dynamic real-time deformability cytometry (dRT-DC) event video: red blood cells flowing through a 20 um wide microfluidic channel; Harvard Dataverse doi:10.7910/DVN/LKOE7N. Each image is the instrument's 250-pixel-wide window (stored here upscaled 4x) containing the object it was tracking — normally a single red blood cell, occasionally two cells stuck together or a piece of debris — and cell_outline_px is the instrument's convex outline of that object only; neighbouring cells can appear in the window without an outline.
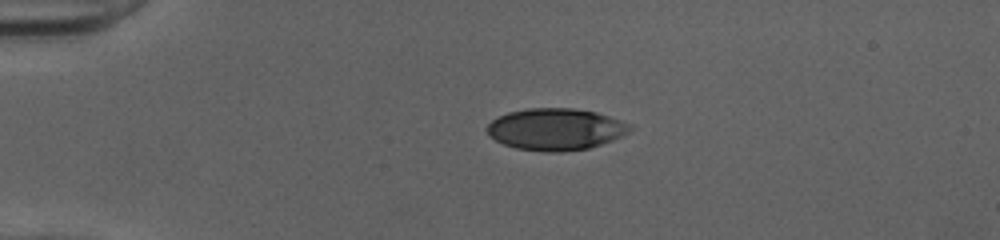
{"species": "human", "species_latin": "Homo sapiens", "temperature_condition": "cold", "stored_images_in_passage": 27, "camera_frame_rate_fps": 3000, "um_per_image_px": 0.085, "donor": {"sex": "female"}, "frame": {"image": 1, "passage_image": 1, "time_ms": 0.0, "image_size_px": [1000, 240], "cell_outline_px": [[632, 128], [628, 132], [612, 140], [588, 148], [560, 152], [544, 152], [516, 148], [504, 144], [496, 140], [484, 128], [492, 120], [508, 112], [528, 108], [572, 108], [596, 112], [632, 124]], "centroid_in_image_um": [47.22, 10.98], "position_along_channel_um": 37.8, "area_um2": 34.62}}
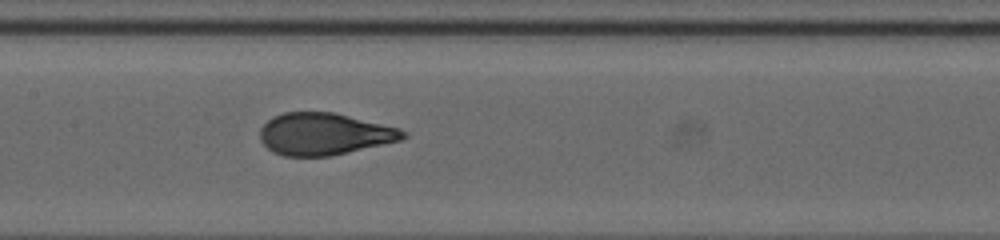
{"frame": {"image": 2, "passage_image": 15, "time_ms": 4.667, "image_size_px": [1000, 240], "cell_outline_px": [[408, 136], [400, 140], [332, 156], [284, 156], [272, 152], [260, 140], [260, 128], [272, 116], [284, 112], [332, 112], [400, 128], [408, 132]], "centroid_in_image_um": [27.55, 11.39], "position_along_channel_um": 179.9, "area_um2": 35.03}}
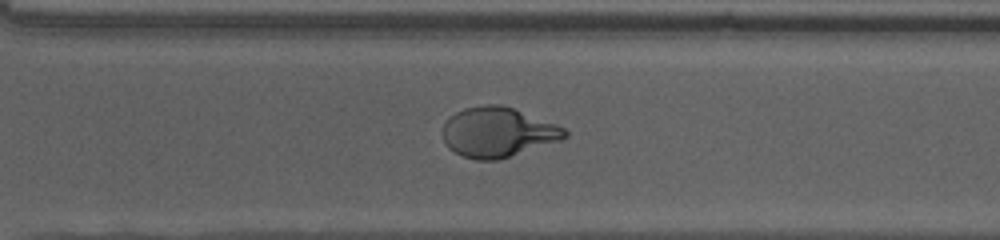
{"frame": {"image": 3, "passage_image": 26, "time_ms": 8.333, "image_size_px": [1000, 240], "cell_outline_px": [[568, 136], [560, 140], [496, 160], [476, 160], [464, 156], [448, 148], [444, 144], [444, 124], [456, 112], [464, 108], [484, 104], [500, 104], [512, 108], [556, 124], [564, 128], [568, 132]], "centroid_in_image_um": [42.3, 11.23], "position_along_channel_um": 328.3, "area_um2": 34.91}}